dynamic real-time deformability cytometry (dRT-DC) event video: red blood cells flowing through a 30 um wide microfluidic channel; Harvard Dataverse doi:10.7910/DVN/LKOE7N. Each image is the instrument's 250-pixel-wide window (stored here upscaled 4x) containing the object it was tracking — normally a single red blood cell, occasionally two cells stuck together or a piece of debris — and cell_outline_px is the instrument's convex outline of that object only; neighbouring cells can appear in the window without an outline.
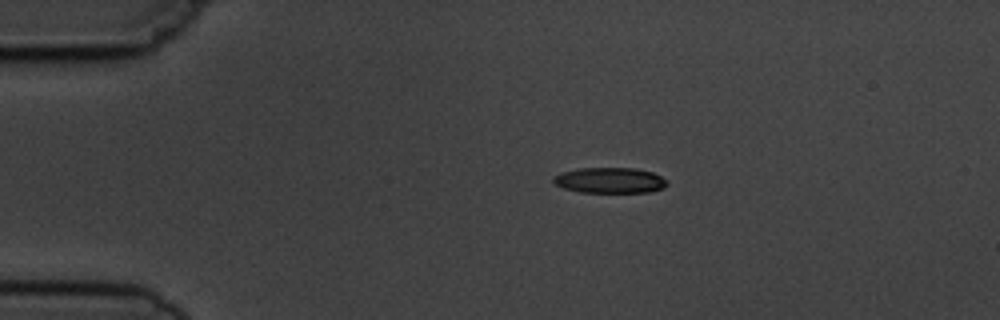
{"species": "common noctule bat (a hibernating species)", "species_latin": "Nyctalus noctula", "temperature_condition": "cold", "stored_images_in_passage": 6, "camera_frame_rate_fps": 3000, "um_per_image_px": 0.085, "animal": {"sex": "male", "body_mass_g": 19.5, "forearm_length_mm": 54.6}, "frame": {"image": 1, "passage_image": 1, "time_ms": 0.0, "image_size_px": [1000, 320], "cell_outline_px": [[668, 184], [664, 188], [648, 192], [580, 192], [564, 188], [556, 184], [552, 180], [552, 176], [560, 172], [580, 168], [636, 168], [652, 172], [668, 180]], "centroid_in_image_um": [51.84, 15.32], "position_along_channel_um": 33.2, "area_um2": 17.05}}
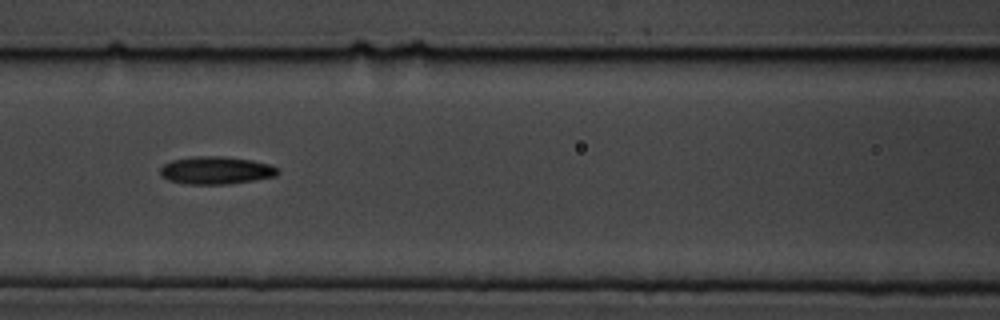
{"frame": {"image": 2, "passage_image": 5, "time_ms": 4.333, "image_size_px": [1000, 320], "cell_outline_px": [[280, 172], [276, 176], [228, 184], [184, 184], [168, 180], [160, 176], [160, 168], [164, 164], [172, 160], [192, 156], [224, 156], [252, 160], [272, 164]], "centroid_in_image_um": [18.34, 14.47], "position_along_channel_um": 148.3, "area_um2": 19.13}}
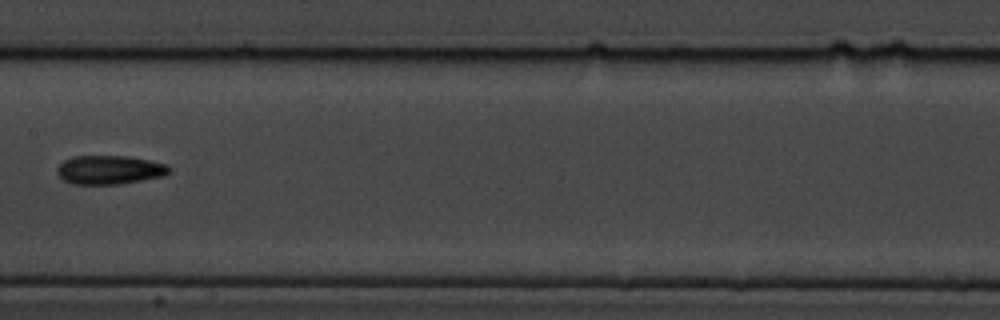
{"frame": {"image": 3, "passage_image": 6, "time_ms": 5.667, "image_size_px": [1000, 320], "cell_outline_px": [[172, 168], [164, 176], [120, 184], [72, 184], [64, 180], [56, 172], [56, 168], [64, 160], [72, 156], [128, 156], [168, 164]], "centroid_in_image_um": [9.31, 14.43], "position_along_channel_um": 198.1, "area_um2": 18.9}}